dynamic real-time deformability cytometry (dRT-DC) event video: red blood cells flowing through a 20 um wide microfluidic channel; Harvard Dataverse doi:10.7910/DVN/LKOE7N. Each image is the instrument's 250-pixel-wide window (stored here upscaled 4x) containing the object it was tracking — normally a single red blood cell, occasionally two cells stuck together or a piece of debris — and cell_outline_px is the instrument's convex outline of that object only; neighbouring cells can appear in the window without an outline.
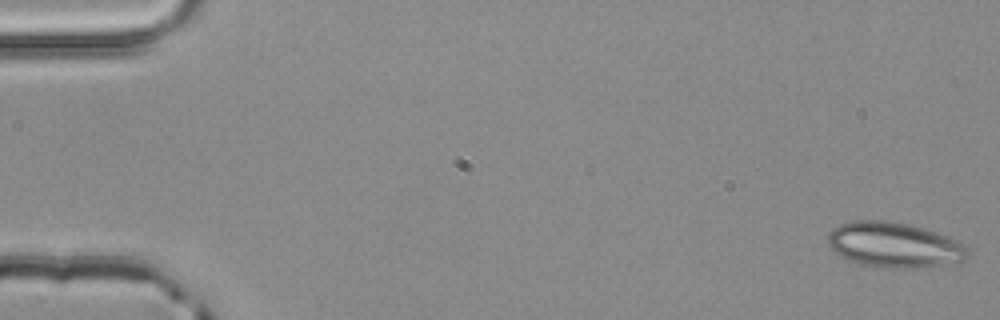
{"species": "common noctule bat (a hibernating species)", "species_latin": "Nyctalus noctula", "temperature_condition": "room temperature", "stored_images_in_passage": 5, "camera_frame_rate_fps": 3000, "um_per_image_px": 0.085, "animal": {"sex": "male", "body_mass_g": 20.4}, "frame": {"image": 1, "passage_image": 1, "time_ms": 0.0, "image_size_px": [1000, 320], "cell_outline_px": [[972, 256], [964, 260], [940, 264], [912, 268], [876, 268], [860, 264], [848, 260], [840, 256], [828, 244], [828, 232], [832, 228], [840, 224], [852, 220], [884, 220], [908, 224], [924, 228], [948, 236], [964, 244], [968, 248]], "centroid_in_image_um": [75.99, 20.81], "position_along_channel_um": 9.0, "area_um2": 37.11}}